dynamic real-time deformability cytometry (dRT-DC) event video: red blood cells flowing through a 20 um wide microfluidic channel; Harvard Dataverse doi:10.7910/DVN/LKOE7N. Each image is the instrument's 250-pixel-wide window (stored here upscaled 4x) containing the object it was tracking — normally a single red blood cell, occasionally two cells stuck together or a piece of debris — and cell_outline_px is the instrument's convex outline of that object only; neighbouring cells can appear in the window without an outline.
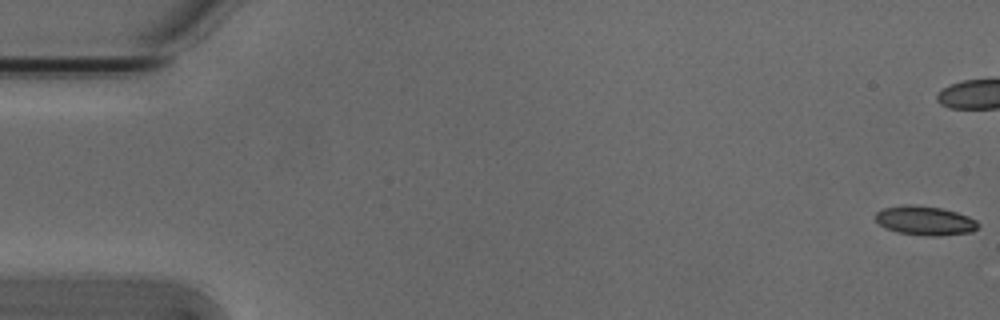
{"species": "Egyptian fruit bat (a non-hibernating species)", "species_latin": "Rousettus aegyptiacus", "temperature_condition": "cold", "stored_images_in_passage": 8, "camera_frame_rate_fps": 3000, "um_per_image_px": 0.085, "animal": {"sex": "male"}, "frame": {"image": 1, "passage_image": 1, "time_ms": 0.0, "image_size_px": [1000, 320], "cell_outline_px": [[980, 224], [972, 232], [936, 236], [932, 236], [896, 232], [884, 228], [876, 220], [876, 212], [884, 208], [908, 204], [912, 204], [940, 208], [956, 212], [968, 216], [976, 220]], "centroid_in_image_um": [78.62, 18.75], "position_along_channel_um": 6.4, "area_um2": 17.34}}